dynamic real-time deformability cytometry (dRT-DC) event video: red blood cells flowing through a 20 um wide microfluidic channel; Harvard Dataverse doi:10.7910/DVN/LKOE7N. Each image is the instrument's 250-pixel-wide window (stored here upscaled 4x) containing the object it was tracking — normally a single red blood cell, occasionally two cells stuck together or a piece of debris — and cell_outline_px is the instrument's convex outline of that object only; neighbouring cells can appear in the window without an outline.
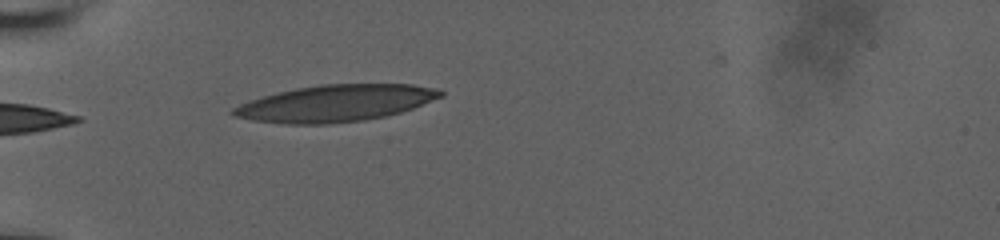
{"species": "human", "species_latin": "Homo sapiens", "temperature_condition": "room temperature", "stored_images_in_passage": 9, "camera_frame_rate_fps": 3000, "um_per_image_px": 0.085, "donor": {"sex": "male"}, "frame": {"image": 1, "passage_image": 1, "time_ms": 0.0, "image_size_px": [1000, 240], "cell_outline_px": [[444, 96], [412, 108], [388, 116], [364, 120], [328, 124], [284, 124], [252, 120], [236, 116], [228, 112], [232, 108], [240, 104], [276, 92], [296, 88], [320, 84], [412, 84], [440, 88], [444, 92]], "centroid_in_image_um": [28.55, 8.77], "position_along_channel_um": 56.4, "area_um2": 44.51}}
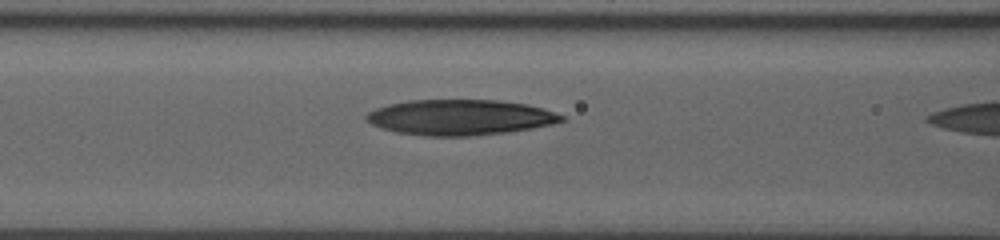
{"frame": {"image": 2, "passage_image": 4, "time_ms": 1.0, "image_size_px": [1000, 240], "cell_outline_px": [[568, 120], [552, 124], [532, 128], [508, 132], [472, 136], [424, 136], [396, 132], [380, 128], [372, 124], [364, 116], [368, 112], [376, 108], [388, 104], [408, 100], [500, 100], [528, 104], [556, 112], [564, 116]], "centroid_in_image_um": [39.13, 9.97], "position_along_channel_um": 127.5, "area_um2": 40.69}}
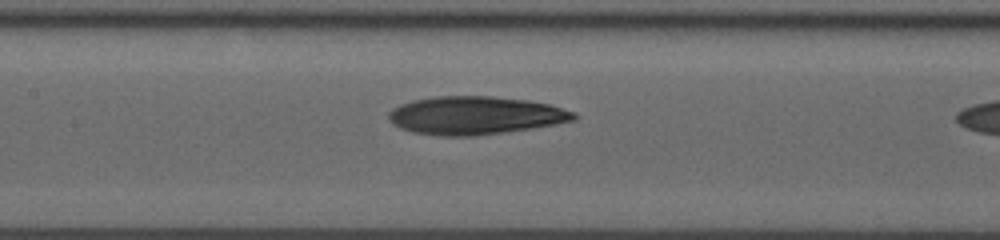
{"frame": {"image": 3, "passage_image": 7, "time_ms": 2.0, "image_size_px": [1000, 240], "cell_outline_px": [[576, 120], [556, 124], [532, 128], [476, 136], [440, 136], [412, 132], [400, 128], [392, 124], [388, 120], [388, 112], [392, 108], [400, 104], [412, 100], [436, 96], [492, 96], [528, 100], [552, 104], [576, 112]], "centroid_in_image_um": [40.39, 9.81], "position_along_channel_um": 167.0, "area_um2": 41.56}}